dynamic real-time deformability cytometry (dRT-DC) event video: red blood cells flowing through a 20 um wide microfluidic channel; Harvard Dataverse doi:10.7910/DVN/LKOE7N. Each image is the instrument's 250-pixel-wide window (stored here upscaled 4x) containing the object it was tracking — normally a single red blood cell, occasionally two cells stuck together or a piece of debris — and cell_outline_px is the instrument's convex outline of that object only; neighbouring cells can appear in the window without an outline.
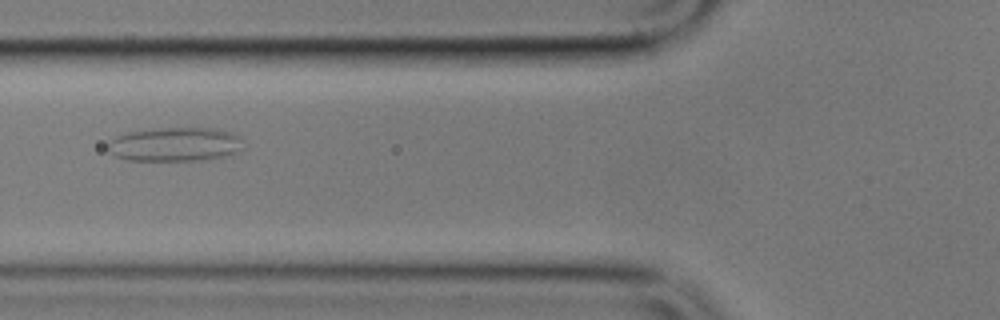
{"species": "common noctule bat (a hibernating species)", "species_latin": "Nyctalus noctula", "temperature_condition": "cold", "stored_images_in_passage": 7, "camera_frame_rate_fps": 3000, "um_per_image_px": 0.085, "animal": {"sex": "male", "body_mass_g": 17.9}, "frame": {"image": 1, "passage_image": 4, "time_ms": 3.667, "image_size_px": [1000, 320], "cell_outline_px": [[244, 148], [232, 156], [204, 160], [128, 160], [116, 156], [108, 148], [108, 144], [116, 136], [128, 132], [160, 128], [216, 128], [232, 132], [240, 136]], "centroid_in_image_um": [14.98, 12.27], "position_along_channel_um": 110.8, "area_um2": 27.05}}
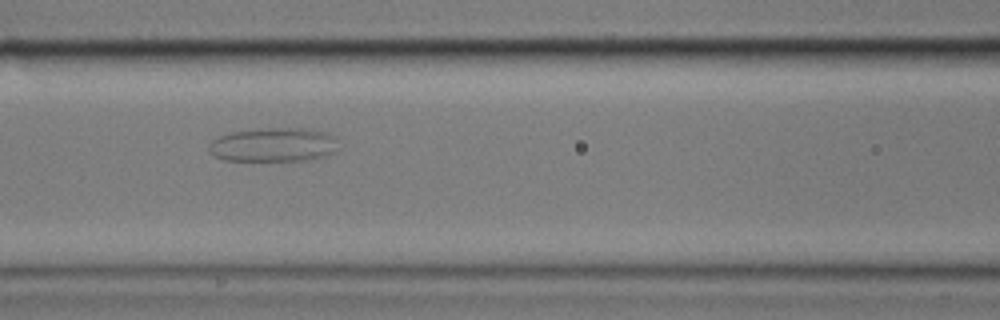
{"frame": {"image": 2, "passage_image": 5, "time_ms": 4.667, "image_size_px": [1000, 320], "cell_outline_px": [[336, 140], [332, 152], [324, 156], [304, 160], [224, 160], [212, 156], [208, 152], [208, 144], [212, 140], [220, 136], [232, 132], [260, 128], [300, 128], [328, 132], [336, 136]], "centroid_in_image_um": [23.18, 12.29], "position_along_channel_um": 143.4, "area_um2": 25.55}}
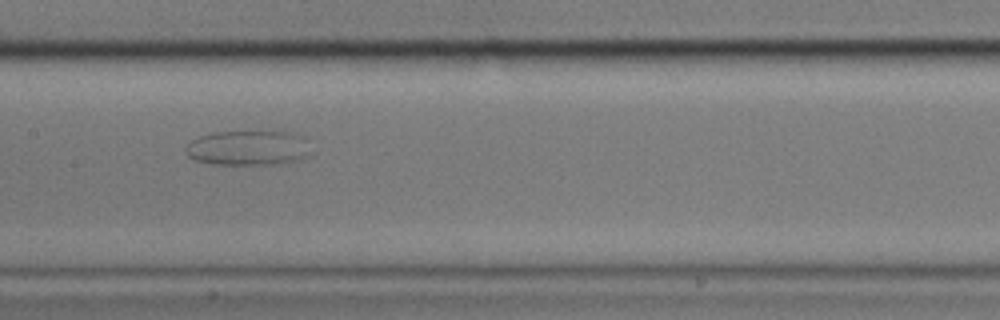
{"frame": {"image": 3, "passage_image": 6, "time_ms": 6.0, "image_size_px": [1000, 320], "cell_outline_px": [[312, 152], [308, 156], [284, 164], [212, 164], [192, 160], [184, 152], [184, 148], [192, 140], [200, 136], [212, 132], [288, 132], [304, 136]], "centroid_in_image_um": [21.09, 12.58], "position_along_channel_um": 186.3, "area_um2": 25.72}}